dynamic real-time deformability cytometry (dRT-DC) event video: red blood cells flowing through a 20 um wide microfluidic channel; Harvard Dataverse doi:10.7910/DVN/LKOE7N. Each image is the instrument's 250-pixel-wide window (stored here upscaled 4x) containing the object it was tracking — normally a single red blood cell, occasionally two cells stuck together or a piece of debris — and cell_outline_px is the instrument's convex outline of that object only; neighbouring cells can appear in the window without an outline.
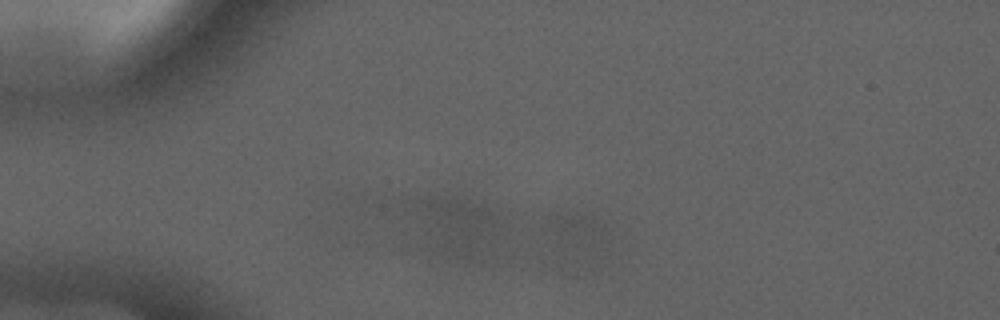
{"species": "common noctule bat (a hibernating species)", "species_latin": "Nyctalus noctula", "temperature_condition": "cold", "stored_images_in_passage": 2, "camera_frame_rate_fps": 3000, "um_per_image_px": 0.085, "animal": {"sex": "male", "forearm_length_mm": 52.5}, "frame": {"image": 1, "passage_image": 1, "time_ms": 0.0, "image_size_px": [1000, 320], "cell_outline_px": [[616, 236], [608, 248], [592, 268], [560, 268], [548, 264], [540, 260], [540, 228], [548, 216], [556, 212], [584, 212], [608, 220]], "centroid_in_image_um": [48.83, 20.37], "position_along_channel_um": 36.2, "area_um2": 25.26}}